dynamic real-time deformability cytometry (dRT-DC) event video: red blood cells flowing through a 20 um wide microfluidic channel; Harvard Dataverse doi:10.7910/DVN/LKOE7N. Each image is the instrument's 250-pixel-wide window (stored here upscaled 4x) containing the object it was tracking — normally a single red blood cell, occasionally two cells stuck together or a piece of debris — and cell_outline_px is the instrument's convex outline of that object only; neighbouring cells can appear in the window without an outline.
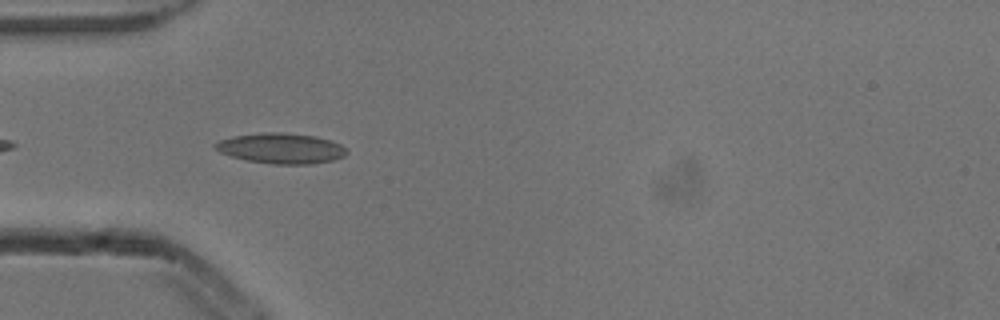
{"species": "common noctule bat (a hibernating species)", "species_latin": "Nyctalus noctula", "temperature_condition": "cold", "stored_images_in_passage": 2, "camera_frame_rate_fps": 3000, "um_per_image_px": 0.085, "animal": {"sex": "male", "body_mass_g": 13.3}, "frame": {"image": 1, "passage_image": 2, "time_ms": 0.333, "image_size_px": [1000, 320], "cell_outline_px": [[348, 152], [344, 156], [332, 160], [312, 164], [272, 164], [248, 160], [232, 156], [220, 152], [212, 148], [212, 144], [220, 140], [232, 136], [264, 132], [284, 132], [316, 136], [340, 144]], "centroid_in_image_um": [23.86, 12.6], "position_along_channel_um": 61.1, "area_um2": 23.29}}